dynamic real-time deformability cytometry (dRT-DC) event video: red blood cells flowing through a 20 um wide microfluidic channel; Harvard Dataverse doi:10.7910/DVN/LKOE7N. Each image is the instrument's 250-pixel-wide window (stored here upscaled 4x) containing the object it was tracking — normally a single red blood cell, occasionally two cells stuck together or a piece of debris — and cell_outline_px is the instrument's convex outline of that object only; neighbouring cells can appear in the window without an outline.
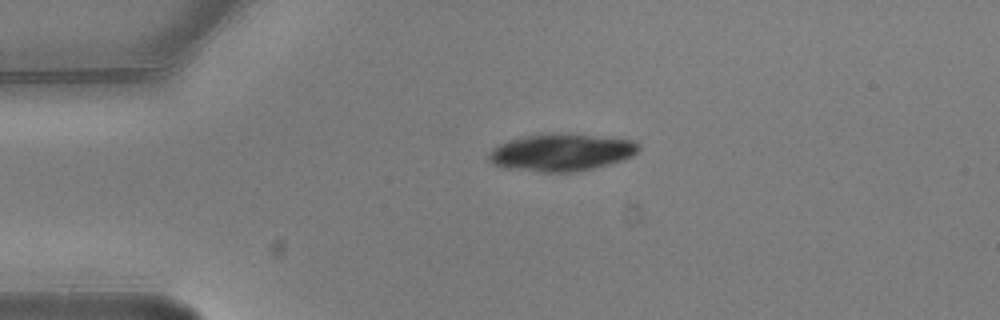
{"species": "common noctule bat (a hibernating species)", "species_latin": "Nyctalus noctula", "temperature_condition": "warm", "stored_images_in_passage": 2, "camera_frame_rate_fps": 3000, "um_per_image_px": 0.085, "animal": {"sex": "male", "body_mass_g": 20.5, "forearm_length_mm": 52.5}, "frame": {"image": 1, "passage_image": 1, "time_ms": 0.0, "image_size_px": [1000, 320], "cell_outline_px": [[640, 148], [632, 156], [624, 160], [592, 168], [572, 172], [544, 172], [508, 168], [492, 164], [488, 160], [488, 152], [492, 148], [500, 144], [524, 136], [552, 132], [560, 132], [636, 140], [640, 144]], "centroid_in_image_um": [47.73, 12.94], "position_along_channel_um": 37.3, "area_um2": 32.71}}